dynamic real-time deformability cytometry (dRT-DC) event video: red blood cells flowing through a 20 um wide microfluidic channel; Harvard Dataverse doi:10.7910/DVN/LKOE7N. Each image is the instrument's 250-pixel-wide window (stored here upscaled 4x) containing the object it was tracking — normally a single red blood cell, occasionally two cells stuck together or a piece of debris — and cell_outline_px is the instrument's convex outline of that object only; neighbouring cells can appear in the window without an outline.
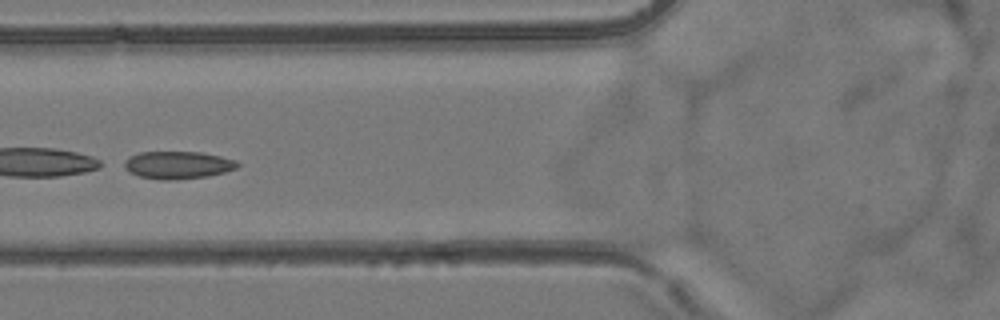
{"species": "common noctule bat (a hibernating species)", "species_latin": "Nyctalus noctula", "temperature_condition": "room temperature", "stored_images_in_passage": 7, "camera_frame_rate_fps": 3000, "um_per_image_px": 0.085, "animal": {"sex": "female", "body_mass_g": 24.6, "forearm_length_mm": 56.2}, "frame": {"image": 1, "passage_image": 6, "time_ms": 7.0, "image_size_px": [1000, 320], "cell_outline_px": [[240, 164], [236, 168], [224, 172], [208, 176], [172, 180], [160, 180], [140, 176], [128, 172], [124, 168], [124, 160], [128, 156], [140, 152], [200, 152], [220, 156], [236, 160]], "centroid_in_image_um": [15.08, 14.02], "position_along_channel_um": 110.7, "area_um2": 18.26}}